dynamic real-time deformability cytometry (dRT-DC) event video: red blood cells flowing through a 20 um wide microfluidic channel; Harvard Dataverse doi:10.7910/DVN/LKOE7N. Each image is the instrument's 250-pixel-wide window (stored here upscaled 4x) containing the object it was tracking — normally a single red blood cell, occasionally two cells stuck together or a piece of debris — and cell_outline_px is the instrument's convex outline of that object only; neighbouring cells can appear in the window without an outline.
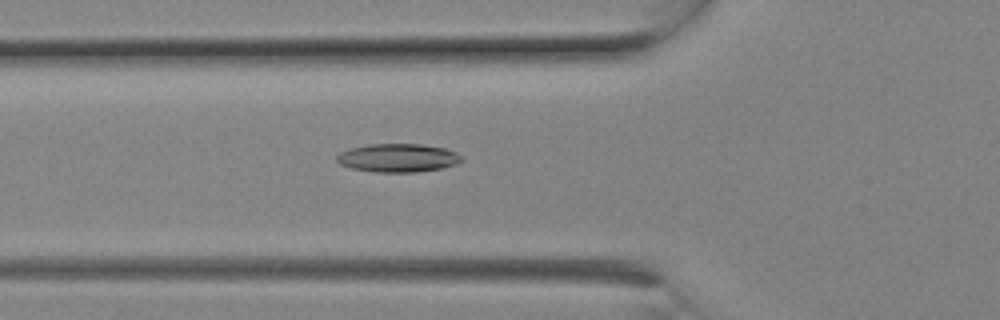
{"species": "Egyptian fruit bat (a non-hibernating species)", "species_latin": "Rousettus aegyptiacus", "temperature_condition": "room temperature", "stored_images_in_passage": 7, "camera_frame_rate_fps": 3000, "um_per_image_px": 0.085, "animal": {"sex": "female"}, "frame": {"image": 1, "passage_image": 7, "time_ms": 2.0, "image_size_px": [1000, 320], "cell_outline_px": [[464, 160], [456, 164], [440, 168], [416, 172], [376, 172], [352, 168], [340, 164], [336, 160], [336, 156], [340, 152], [348, 148], [368, 144], [420, 144], [444, 148], [456, 152], [464, 156]], "centroid_in_image_um": [33.83, 13.41], "position_along_channel_um": 92.0, "area_um2": 20.75}}